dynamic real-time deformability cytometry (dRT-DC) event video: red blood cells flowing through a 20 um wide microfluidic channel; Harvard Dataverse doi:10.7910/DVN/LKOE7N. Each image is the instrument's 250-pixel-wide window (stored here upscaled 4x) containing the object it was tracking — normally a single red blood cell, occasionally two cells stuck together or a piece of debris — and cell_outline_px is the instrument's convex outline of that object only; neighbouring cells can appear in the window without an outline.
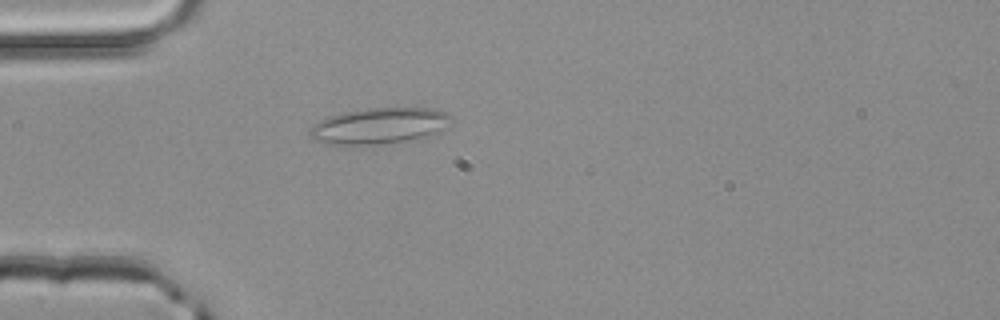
{"species": "common noctule bat (a hibernating species)", "species_latin": "Nyctalus noctula", "temperature_condition": "room temperature", "stored_images_in_passage": 3, "camera_frame_rate_fps": 3000, "um_per_image_px": 0.085, "animal": {"sex": "male", "body_mass_g": 20.4}, "frame": {"image": 1, "passage_image": 3, "time_ms": 0.667, "image_size_px": [1000, 320], "cell_outline_px": [[452, 120], [440, 132], [424, 136], [404, 140], [380, 144], [328, 144], [316, 140], [308, 136], [308, 132], [320, 120], [344, 112], [368, 108], [428, 108], [448, 112], [452, 116]], "centroid_in_image_um": [32.26, 10.68], "position_along_channel_um": 52.7, "area_um2": 29.25}}